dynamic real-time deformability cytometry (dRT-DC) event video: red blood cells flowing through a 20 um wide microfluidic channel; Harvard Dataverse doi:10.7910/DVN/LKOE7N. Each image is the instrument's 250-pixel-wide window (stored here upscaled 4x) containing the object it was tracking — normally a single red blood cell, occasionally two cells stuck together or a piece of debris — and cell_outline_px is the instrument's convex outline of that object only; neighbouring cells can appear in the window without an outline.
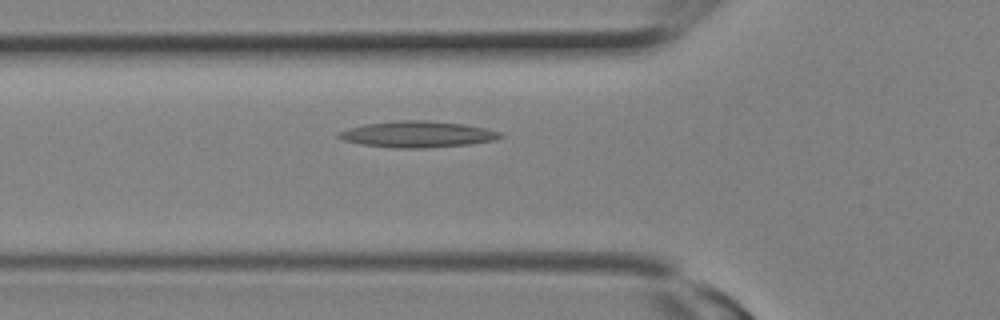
{"species": "Egyptian fruit bat (a non-hibernating species)", "species_latin": "Rousettus aegyptiacus", "temperature_condition": "room temperature", "stored_images_in_passage": 10, "camera_frame_rate_fps": 3000, "um_per_image_px": 0.085, "animal": {"sex": "female"}, "frame": {"image": 1, "passage_image": 7, "time_ms": 2.0, "image_size_px": [1000, 320], "cell_outline_px": [[496, 136], [484, 140], [460, 144], [372, 144], [352, 140], [344, 136], [380, 124], [452, 124], [472, 128]], "centroid_in_image_um": [35.61, 11.43], "position_along_channel_um": 90.2, "area_um2": 17.22}}
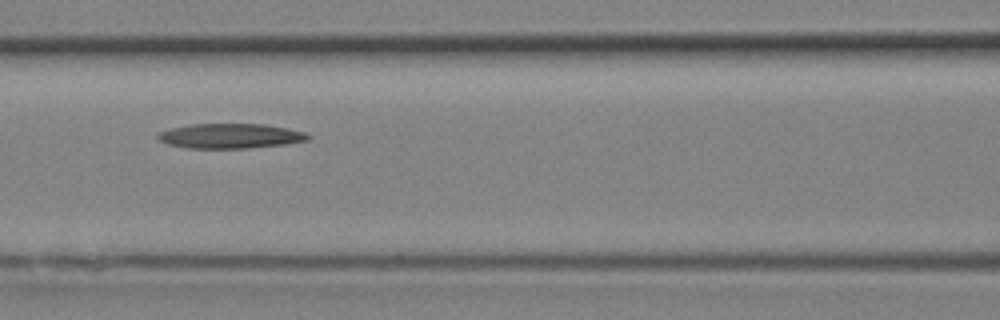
{"frame": {"image": 2, "passage_image": 9, "time_ms": 2.667, "image_size_px": [1000, 320], "cell_outline_px": [[308, 136], [300, 140], [272, 144], [224, 148], [204, 148], [176, 144], [164, 140], [160, 136], [168, 132], [184, 128], [204, 124], [248, 124], [280, 128], [296, 132]], "centroid_in_image_um": [19.58, 11.55], "position_along_channel_um": 147.0, "area_um2": 18.38}}